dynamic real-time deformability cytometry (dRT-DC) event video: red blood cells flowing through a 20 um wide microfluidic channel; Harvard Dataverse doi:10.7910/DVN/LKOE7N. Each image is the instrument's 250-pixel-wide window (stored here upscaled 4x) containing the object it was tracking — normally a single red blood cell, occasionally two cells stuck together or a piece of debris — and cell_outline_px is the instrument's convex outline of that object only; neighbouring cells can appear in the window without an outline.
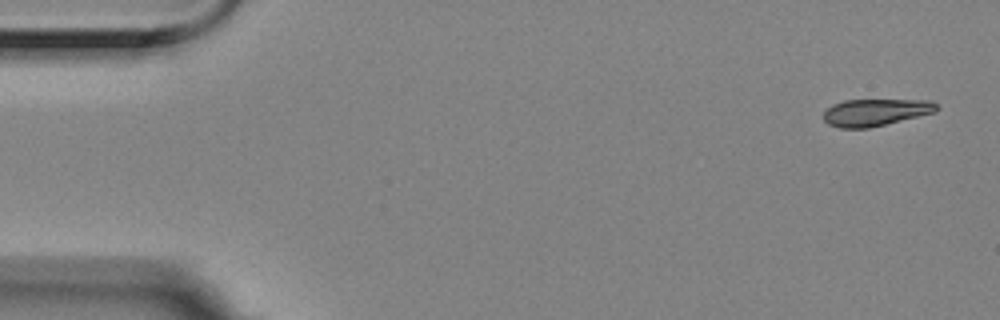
{"species": "Egyptian fruit bat (a non-hibernating species)", "species_latin": "Rousettus aegyptiacus", "temperature_condition": "room temperature", "stored_images_in_passage": 6, "camera_frame_rate_fps": 3000, "um_per_image_px": 0.085, "animal": {"sex": "female"}, "frame": {"image": 1, "passage_image": 1, "time_ms": 0.0, "image_size_px": [1000, 320], "cell_outline_px": [[940, 108], [936, 112], [868, 128], [840, 128], [828, 124], [824, 120], [824, 112], [832, 104], [844, 100], [932, 100]], "centroid_in_image_um": [74.43, 9.54], "position_along_channel_um": 10.6, "area_um2": 17.8}}
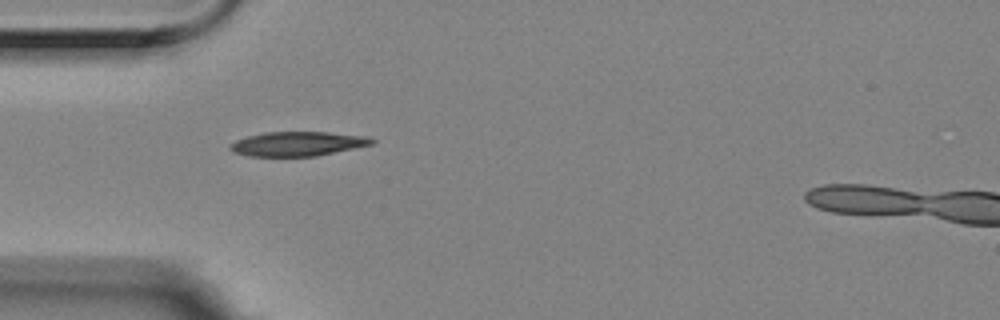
{"frame": {"image": 2, "passage_image": 5, "time_ms": 1.333, "image_size_px": [1000, 320], "cell_outline_px": [[376, 140], [372, 144], [316, 156], [248, 156], [232, 152], [228, 148], [236, 140], [248, 136], [264, 132], [328, 132], [368, 136]], "centroid_in_image_um": [25.29, 12.22], "position_along_channel_um": 59.7, "area_um2": 20.06}}
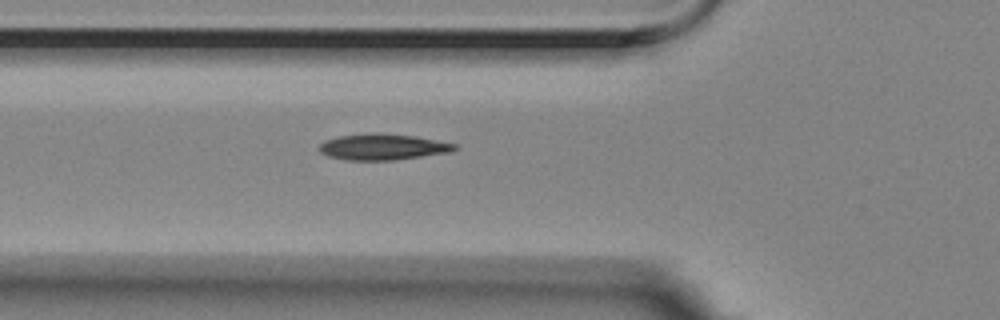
{"frame": {"image": 3, "passage_image": 6, "time_ms": 1.667, "image_size_px": [1000, 320], "cell_outline_px": [[460, 148], [452, 152], [392, 160], [348, 160], [328, 156], [320, 152], [320, 144], [324, 140], [340, 136], [372, 132], [380, 132], [412, 136], [456, 144]], "centroid_in_image_um": [32.54, 12.48], "position_along_channel_um": 93.3, "area_um2": 20.52}}